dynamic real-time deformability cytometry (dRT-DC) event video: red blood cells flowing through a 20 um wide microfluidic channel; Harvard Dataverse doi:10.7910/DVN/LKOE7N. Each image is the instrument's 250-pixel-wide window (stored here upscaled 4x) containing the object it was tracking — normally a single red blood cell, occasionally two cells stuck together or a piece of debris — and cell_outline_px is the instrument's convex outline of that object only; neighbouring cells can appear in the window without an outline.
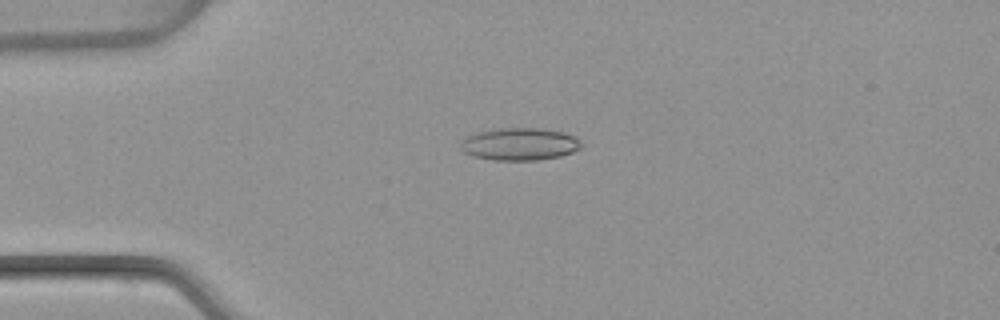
{"species": "common noctule bat (a hibernating species)", "species_latin": "Nyctalus noctula", "temperature_condition": "warm", "stored_images_in_passage": 51, "camera_frame_rate_fps": 3000, "um_per_image_px": 0.085, "animal": {"sex": "female", "body_mass_g": 22.7, "forearm_length_mm": 54.2}, "frame": {"image": 1, "passage_image": 13, "time_ms": 4.0, "image_size_px": [1000, 320], "cell_outline_px": [[584, 144], [580, 148], [572, 152], [560, 156], [536, 160], [492, 160], [472, 156], [464, 152], [460, 148], [460, 144], [468, 136], [480, 132], [500, 128], [544, 128], [564, 132], [580, 140]], "centroid_in_image_um": [44.2, 12.25], "position_along_channel_um": 40.8, "area_um2": 22.77}}
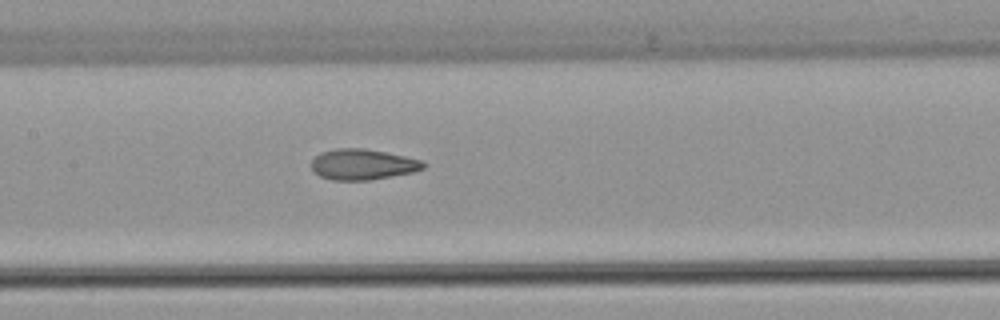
{"frame": {"image": 2, "passage_image": 25, "time_ms": 8.0, "image_size_px": [1000, 320], "cell_outline_px": [[428, 164], [424, 168], [412, 172], [368, 180], [332, 180], [320, 176], [312, 168], [312, 160], [320, 152], [336, 148], [364, 148], [404, 156], [420, 160]], "centroid_in_image_um": [30.82, 13.97], "position_along_channel_um": 176.6, "area_um2": 19.83}}
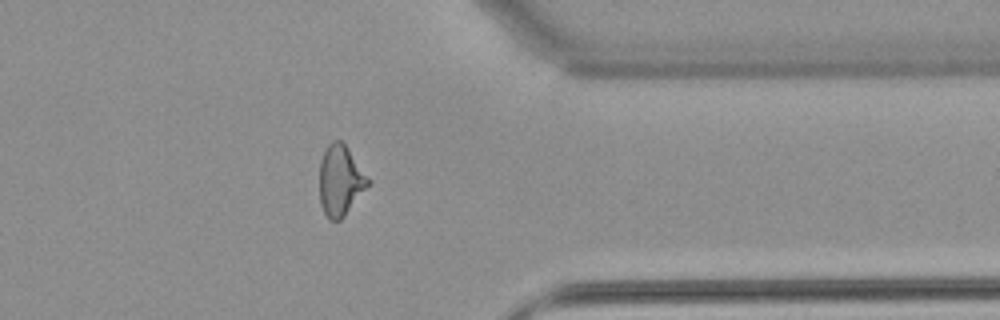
{"frame": {"image": 3, "passage_image": 41, "time_ms": 13.333, "image_size_px": [1000, 320], "cell_outline_px": [[368, 184], [344, 216], [340, 220], [328, 220], [320, 204], [320, 160], [328, 144], [332, 140], [340, 140], [344, 144], [368, 180]], "centroid_in_image_um": [28.86, 15.36], "position_along_channel_um": 382.5, "area_um2": 19.13}, "authors_computed_cell_mechanics": {"area_um2": 20.6924, "velocity_mm_per_s": 4.0652, "shape_relaxation_time_tau1_ms": null, "shape_relaxation_time_tau2_ms": 1.537, "deformation_change_tau1": null, "deformation_change_tau2": 0.0841}}